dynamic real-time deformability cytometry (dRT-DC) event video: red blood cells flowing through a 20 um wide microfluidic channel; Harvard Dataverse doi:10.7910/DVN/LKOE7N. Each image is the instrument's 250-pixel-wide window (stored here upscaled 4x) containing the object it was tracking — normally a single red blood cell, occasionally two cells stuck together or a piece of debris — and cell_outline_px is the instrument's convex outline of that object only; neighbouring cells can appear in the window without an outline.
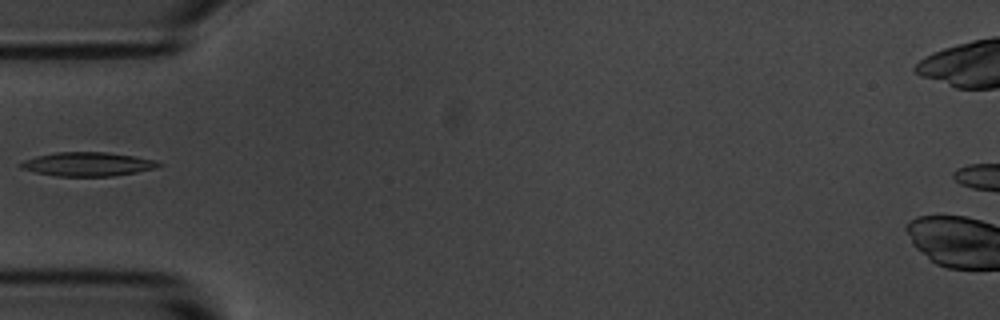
{"species": "common noctule bat (a hibernating species)", "species_latin": "Nyctalus noctula", "temperature_condition": "room temperature", "stored_images_in_passage": 6, "camera_frame_rate_fps": 3000, "um_per_image_px": 0.085, "animal": {"sex": "male", "body_mass_g": 20.1, "forearm_length_mm": 53.5}, "frame": {"image": 1, "passage_image": 5, "time_ms": 4.667, "image_size_px": [1000, 320], "cell_outline_px": [[164, 164], [152, 168], [136, 172], [112, 176], [56, 176], [36, 172], [20, 168], [16, 164], [24, 160], [36, 156], [56, 152], [108, 152], [156, 160]], "centroid_in_image_um": [7.4, 13.95], "position_along_channel_um": 77.6, "area_um2": 19.13}}